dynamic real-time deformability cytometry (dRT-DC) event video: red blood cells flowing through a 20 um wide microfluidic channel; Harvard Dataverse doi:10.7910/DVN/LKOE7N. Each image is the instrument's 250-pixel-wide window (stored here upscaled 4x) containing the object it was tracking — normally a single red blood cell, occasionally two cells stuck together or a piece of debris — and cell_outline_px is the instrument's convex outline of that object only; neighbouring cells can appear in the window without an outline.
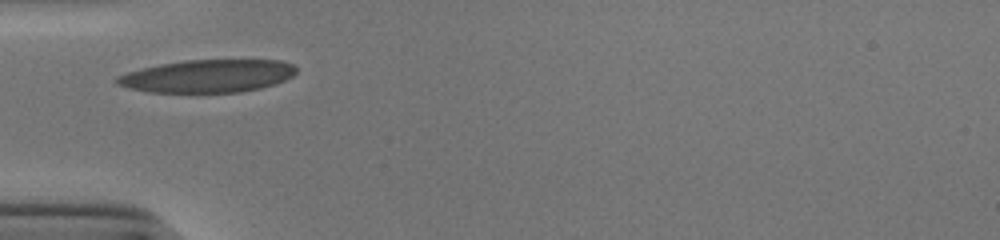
{"species": "human", "species_latin": "Homo sapiens", "temperature_condition": "cold", "stored_images_in_passage": 26, "camera_frame_rate_fps": 3000, "um_per_image_px": 0.085, "donor": {"sex": "male"}, "frame": {"image": 1, "passage_image": 1, "time_ms": 0.0, "image_size_px": [1000, 240], "cell_outline_px": [[296, 72], [292, 76], [276, 84], [260, 88], [240, 92], [148, 92], [128, 88], [116, 84], [116, 76], [140, 68], [160, 64], [184, 60], [280, 60], [292, 64], [296, 68]], "centroid_in_image_um": [17.63, 6.46], "position_along_channel_um": 67.4, "area_um2": 34.28}}
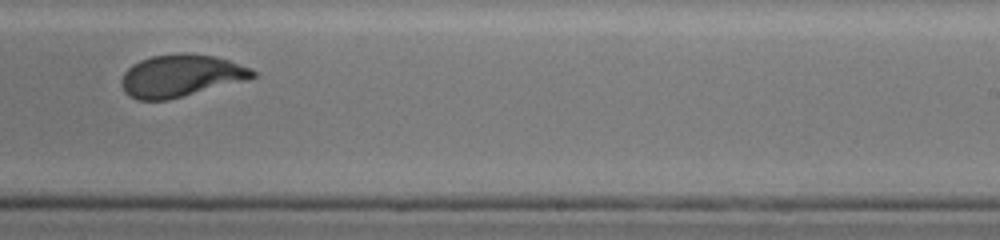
{"frame": {"image": 2, "passage_image": 17, "time_ms": 5.333, "image_size_px": [1000, 240], "cell_outline_px": [[256, 76], [248, 80], [168, 100], [136, 100], [128, 96], [124, 92], [120, 84], [120, 80], [124, 72], [132, 64], [140, 60], [152, 56], [180, 52], [184, 52], [216, 56], [252, 68], [256, 72]], "centroid_in_image_um": [15.36, 6.44], "position_along_channel_um": 273.6, "area_um2": 32.77}}
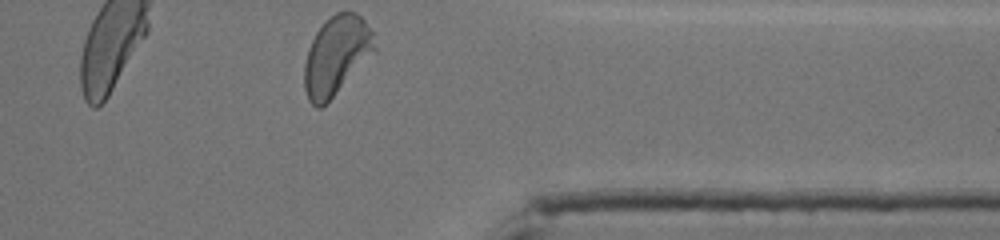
{"frame": {"image": 3, "passage_image": 26, "time_ms": 8.333, "image_size_px": [1000, 240], "cell_outline_px": [[376, 52], [320, 108], [316, 108], [308, 100], [304, 88], [304, 64], [308, 48], [316, 32], [336, 12], [356, 12], [364, 20], [372, 32], [376, 48]], "centroid_in_image_um": [28.59, 4.72], "position_along_channel_um": 382.8, "area_um2": 31.79}, "authors_computed_cell_mechanics": {"area_um2": 32.5703, "velocity_mm_per_s": 3.8921, "shape_relaxation_time_tau1_ms": 3.33, "shape_relaxation_time_tau2_ms": 0.8962, "deformation_change_tau1": 0.1855, "deformation_change_tau2": 0.0734}}